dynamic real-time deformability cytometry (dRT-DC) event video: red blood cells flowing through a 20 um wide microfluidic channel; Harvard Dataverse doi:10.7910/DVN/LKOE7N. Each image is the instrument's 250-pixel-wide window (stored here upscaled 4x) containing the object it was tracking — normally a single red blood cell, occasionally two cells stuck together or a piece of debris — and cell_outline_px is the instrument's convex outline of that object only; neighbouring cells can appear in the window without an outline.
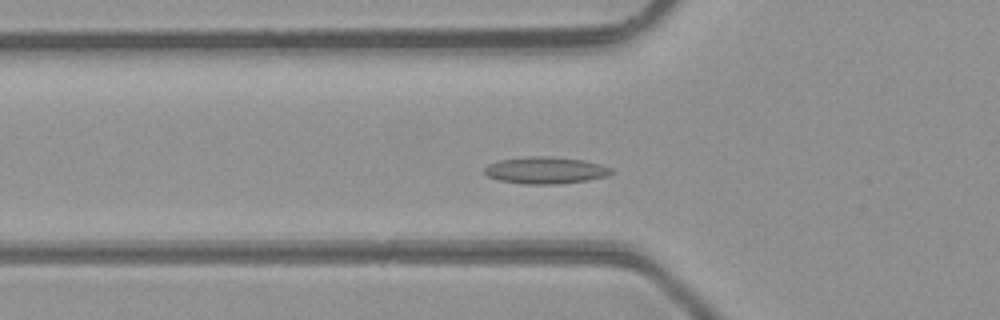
{"species": "common noctule bat (a hibernating species)", "species_latin": "Nyctalus noctula", "temperature_condition": "room temperature", "stored_images_in_passage": 38, "camera_frame_rate_fps": 3000, "um_per_image_px": 0.085, "animal": {"sex": "male", "body_mass_g": 23.1, "forearm_length_mm": 52.7}, "frame": {"image": 1, "passage_image": 14, "time_ms": 4.333, "image_size_px": [1000, 320], "cell_outline_px": [[616, 172], [608, 176], [588, 180], [560, 184], [524, 184], [496, 180], [488, 176], [484, 172], [484, 168], [488, 164], [496, 160], [528, 156], [552, 156], [584, 160], [600, 164], [612, 168]], "centroid_in_image_um": [46.37, 14.47], "position_along_channel_um": 79.4, "area_um2": 20.29}}
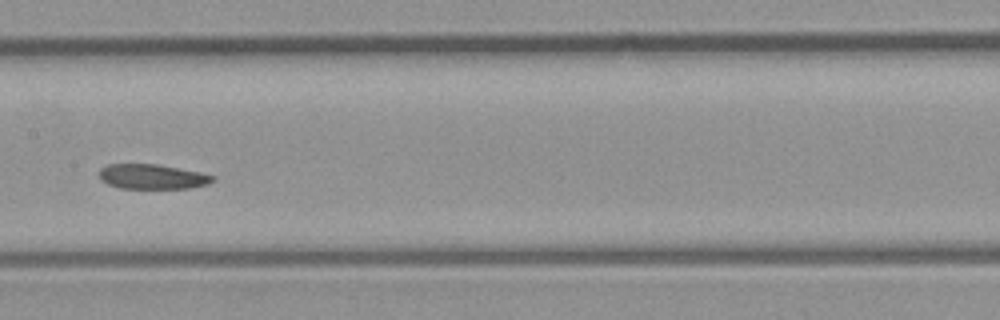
{"frame": {"image": 2, "passage_image": 22, "time_ms": 7.0, "image_size_px": [1000, 320], "cell_outline_px": [[216, 180], [208, 184], [188, 188], [120, 188], [108, 184], [100, 180], [100, 168], [108, 164], [156, 164], [200, 172], [216, 176]], "centroid_in_image_um": [12.96, 15.01], "position_along_channel_um": 194.4, "area_um2": 16.42}}
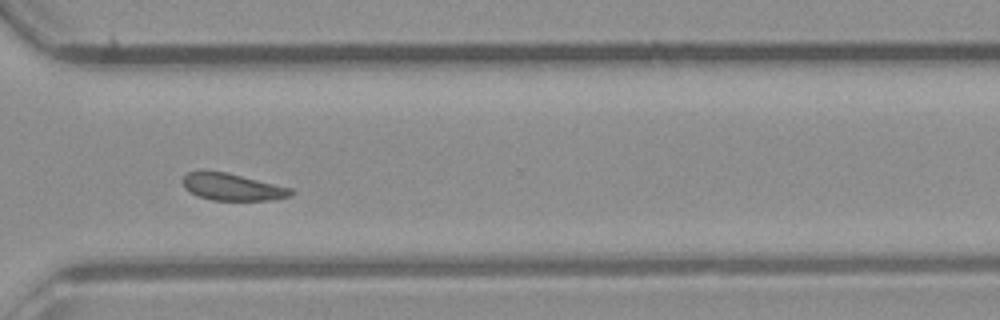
{"frame": {"image": 3, "passage_image": 33, "time_ms": 10.667, "image_size_px": [1000, 320], "cell_outline_px": [[296, 192], [292, 196], [276, 200], [212, 200], [196, 196], [188, 192], [184, 188], [180, 180], [188, 172], [228, 172], [292, 188]], "centroid_in_image_um": [19.77, 15.91], "position_along_channel_um": 350.8, "area_um2": 17.28}, "authors_computed_cell_mechanics": {"area_um2": 18.2937, "velocity_mm_per_s": 4.2778, "shape_relaxation_time_tau1_ms": 8.6405, "shape_relaxation_time_tau2_ms": 8.3788, "deformation_change_tau1": 0.115, "deformation_change_tau2": 0.139}}